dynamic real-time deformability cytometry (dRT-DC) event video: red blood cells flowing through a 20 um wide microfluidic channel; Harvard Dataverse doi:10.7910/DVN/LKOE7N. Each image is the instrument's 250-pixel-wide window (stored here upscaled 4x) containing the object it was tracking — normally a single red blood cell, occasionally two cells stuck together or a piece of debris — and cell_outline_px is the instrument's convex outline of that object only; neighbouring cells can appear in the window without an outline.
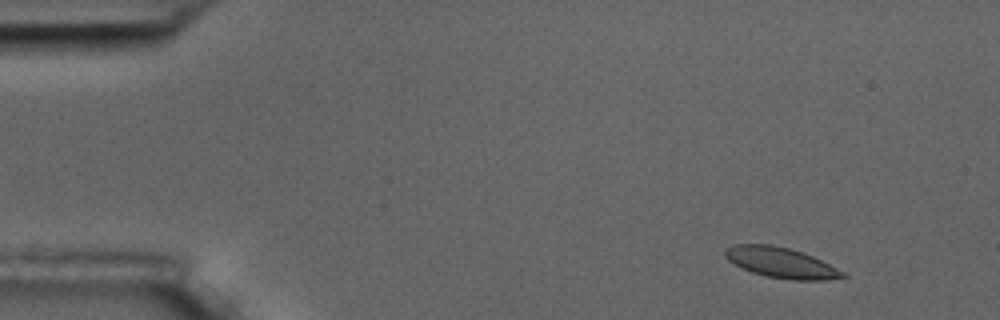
{"species": "common noctule bat (a hibernating species)", "species_latin": "Nyctalus noctula", "temperature_condition": "room temperature", "stored_images_in_passage": 12, "camera_frame_rate_fps": 3000, "um_per_image_px": 0.085, "animal": {"sex": "male", "body_mass_g": 17.5, "forearm_length_mm": 52.3}, "frame": {"image": 1, "passage_image": 1, "time_ms": 0.0, "image_size_px": [1000, 320], "cell_outline_px": [[848, 276], [824, 280], [792, 280], [764, 276], [752, 272], [728, 260], [724, 256], [724, 252], [732, 244], [772, 244], [788, 248], [812, 256], [844, 272]], "centroid_in_image_um": [66.36, 22.32], "position_along_channel_um": 18.6, "area_um2": 20.58}}
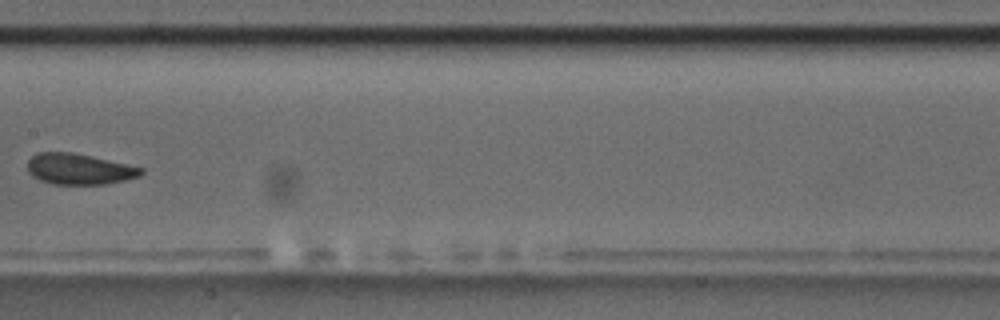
{"frame": {"image": 2, "passage_image": 7, "time_ms": 8.0, "image_size_px": [1000, 320], "cell_outline_px": [[144, 172], [140, 176], [124, 180], [104, 184], [52, 184], [40, 180], [32, 176], [28, 172], [28, 160], [32, 156], [40, 152], [72, 152], [144, 168]], "centroid_in_image_um": [6.71, 14.37], "position_along_channel_um": 200.7, "area_um2": 20.29}}
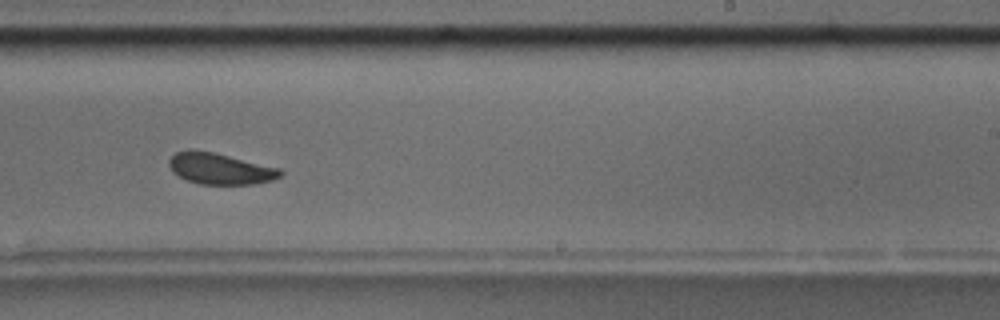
{"frame": {"image": 3, "passage_image": 9, "time_ms": 10.0, "image_size_px": [1000, 320], "cell_outline_px": [[284, 172], [280, 176], [272, 180], [256, 184], [200, 184], [188, 180], [172, 172], [168, 164], [168, 160], [176, 152], [212, 152], [280, 168]], "centroid_in_image_um": [18.75, 14.37], "position_along_channel_um": 270.3, "area_um2": 19.71}, "authors_computed_cell_mechanics": {"area_um2": 20.519, "velocity_mm_per_s": 3.4935, "shape_relaxation_time_tau1_ms": 4.5823, "shape_relaxation_time_tau2_ms": 0.9182, "deformation_change_tau1": 0.0747, "deformation_change_tau2": 0.051}}